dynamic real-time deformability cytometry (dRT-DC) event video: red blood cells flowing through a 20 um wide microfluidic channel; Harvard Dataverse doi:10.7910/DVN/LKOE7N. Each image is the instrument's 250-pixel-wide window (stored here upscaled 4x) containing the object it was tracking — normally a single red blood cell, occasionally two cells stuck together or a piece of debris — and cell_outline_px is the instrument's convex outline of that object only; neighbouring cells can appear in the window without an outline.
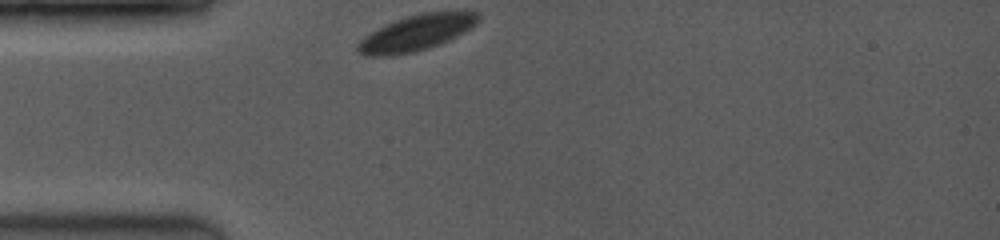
{"species": "common noctule bat (a hibernating species)", "species_latin": "Nyctalus noctula", "temperature_condition": "room temperature", "stored_images_in_passage": 29, "camera_frame_rate_fps": 3500, "um_per_image_px": 0.085, "animal": {"sex": "female", "body_mass_g": 19.0, "forearm_length_mm": 53.3}, "frame": {"image": 1, "passage_image": 1, "time_ms": 0.0, "image_size_px": [1000, 240], "cell_outline_px": [[480, 20], [476, 24], [464, 32], [440, 44], [428, 48], [412, 52], [384, 56], [364, 56], [356, 52], [356, 44], [364, 36], [384, 24], [420, 12], [480, 12]], "centroid_in_image_um": [35.35, 2.79], "position_along_channel_um": 49.7, "area_um2": 25.03}}
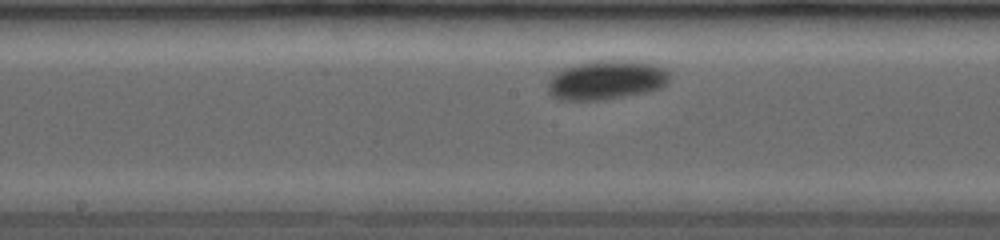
{"frame": {"image": 2, "passage_image": 12, "time_ms": 4.286, "image_size_px": [1000, 240], "cell_outline_px": [[668, 84], [660, 88], [648, 92], [604, 100], [560, 100], [552, 96], [548, 92], [548, 80], [556, 72], [564, 68], [580, 64], [600, 60], [632, 60], [652, 64], [664, 68], [668, 72]], "centroid_in_image_um": [51.55, 6.81], "position_along_channel_um": 196.7, "area_um2": 27.86}}
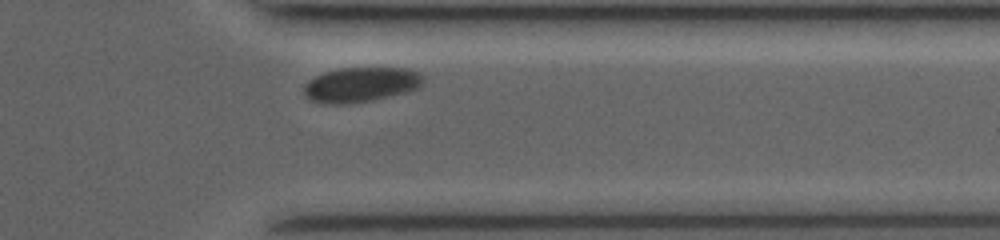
{"frame": {"image": 3, "passage_image": 25, "time_ms": 9.143, "image_size_px": [1000, 240], "cell_outline_px": [[424, 84], [408, 92], [372, 100], [340, 104], [328, 104], [308, 100], [304, 92], [304, 84], [308, 80], [324, 72], [340, 68], [408, 68], [420, 72], [424, 76]], "centroid_in_image_um": [30.69, 7.18], "position_along_channel_um": 380.7, "area_um2": 24.39}}